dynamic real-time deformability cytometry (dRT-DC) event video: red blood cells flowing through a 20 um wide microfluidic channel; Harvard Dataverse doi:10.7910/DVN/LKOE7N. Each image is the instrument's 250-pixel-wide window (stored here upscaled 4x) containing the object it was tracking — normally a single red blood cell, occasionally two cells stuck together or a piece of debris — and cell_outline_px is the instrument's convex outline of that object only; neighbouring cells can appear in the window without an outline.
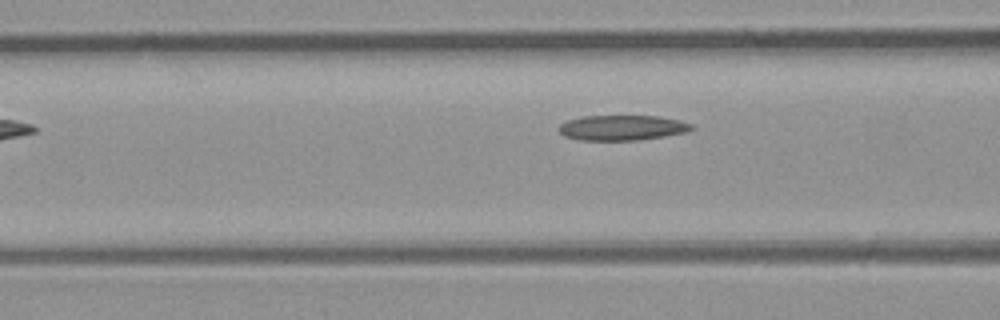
{"species": "common noctule bat (a hibernating species)", "species_latin": "Nyctalus noctula", "temperature_condition": "room temperature", "stored_images_in_passage": 6, "camera_frame_rate_fps": 3000, "um_per_image_px": 0.085, "animal": {"sex": "male", "body_mass_g": 23.1, "forearm_length_mm": 52.7}, "frame": {"image": 1, "passage_image": 4, "time_ms": 4.333, "image_size_px": [1000, 320], "cell_outline_px": [[696, 128], [688, 132], [664, 136], [636, 140], [580, 140], [564, 136], [556, 128], [560, 124], [568, 120], [580, 116], [656, 116], [680, 120], [692, 124]], "centroid_in_image_um": [52.88, 10.85], "position_along_channel_um": 113.7, "area_um2": 19.59}}
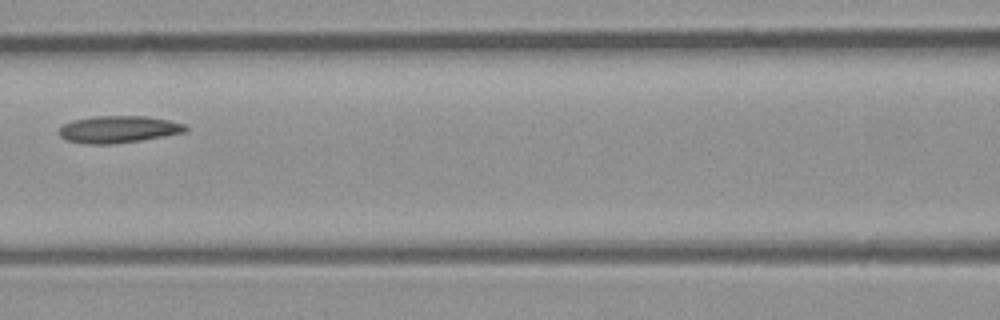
{"frame": {"image": 2, "passage_image": 5, "time_ms": 5.333, "image_size_px": [1000, 320], "cell_outline_px": [[188, 132], [140, 140], [112, 144], [88, 144], [64, 140], [56, 132], [64, 124], [72, 120], [92, 116], [148, 116], [168, 120], [184, 124], [188, 128]], "centroid_in_image_um": [10.04, 10.99], "position_along_channel_um": 156.6, "area_um2": 20.11}}
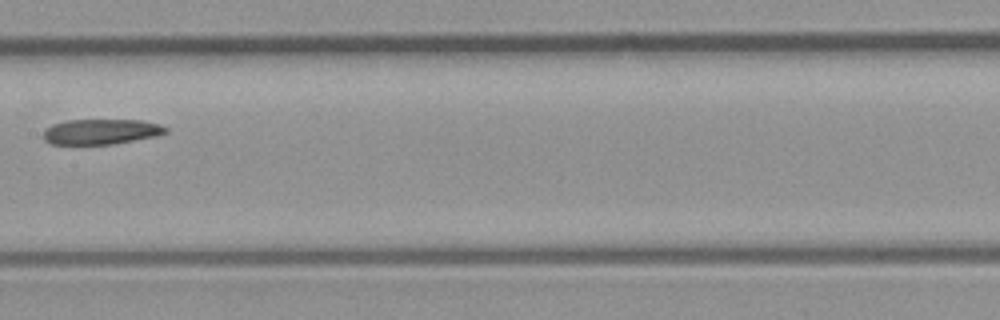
{"frame": {"image": 3, "passage_image": 6, "time_ms": 6.333, "image_size_px": [1000, 320], "cell_outline_px": [[168, 132], [156, 136], [112, 144], [52, 144], [44, 140], [44, 132], [52, 124], [68, 120], [140, 120], [160, 124], [168, 128]], "centroid_in_image_um": [8.62, 11.19], "position_along_channel_um": 198.8, "area_um2": 17.92}}